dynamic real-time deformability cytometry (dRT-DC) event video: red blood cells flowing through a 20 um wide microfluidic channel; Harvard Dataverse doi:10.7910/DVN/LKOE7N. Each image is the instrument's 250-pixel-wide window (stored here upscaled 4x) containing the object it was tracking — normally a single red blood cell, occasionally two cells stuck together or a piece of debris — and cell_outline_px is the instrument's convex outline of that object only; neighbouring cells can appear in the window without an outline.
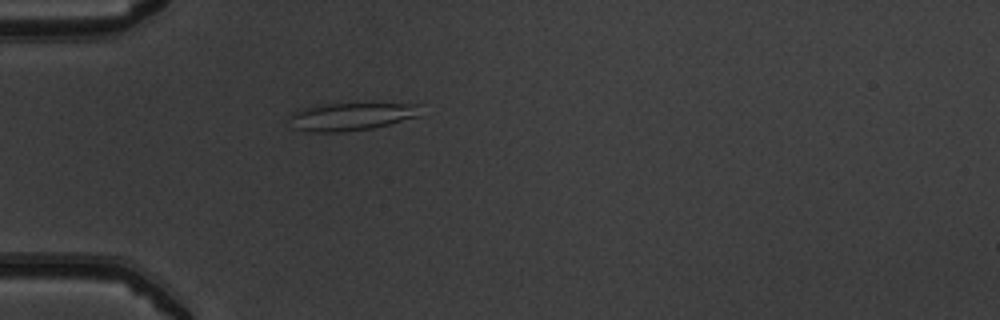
{"species": "common noctule bat (a hibernating species)", "species_latin": "Nyctalus noctula", "temperature_condition": "warm", "stored_images_in_passage": 39, "camera_frame_rate_fps": 3000, "um_per_image_px": 0.085, "animal": {"sex": "male", "body_mass_g": 19.5, "forearm_length_mm": 54.6}, "frame": {"image": 1, "passage_image": 3, "time_ms": 0.667, "image_size_px": [1000, 320], "cell_outline_px": [[420, 116], [372, 128], [344, 132], [308, 132], [292, 128], [288, 116], [292, 112], [304, 108], [324, 104], [364, 100], [420, 104]], "centroid_in_image_um": [29.89, 9.85], "position_along_channel_um": 55.1, "area_um2": 22.6}}
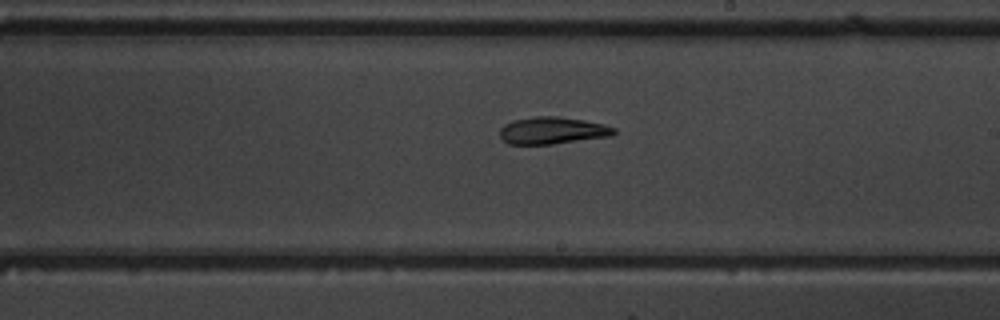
{"frame": {"image": 2, "passage_image": 18, "time_ms": 5.667, "image_size_px": [1000, 320], "cell_outline_px": [[616, 132], [612, 136], [552, 144], [508, 144], [500, 136], [500, 128], [504, 124], [512, 120], [536, 116], [556, 116], [584, 120], [604, 124], [616, 128]], "centroid_in_image_um": [46.96, 11.09], "position_along_channel_um": 242.0, "area_um2": 18.09}}
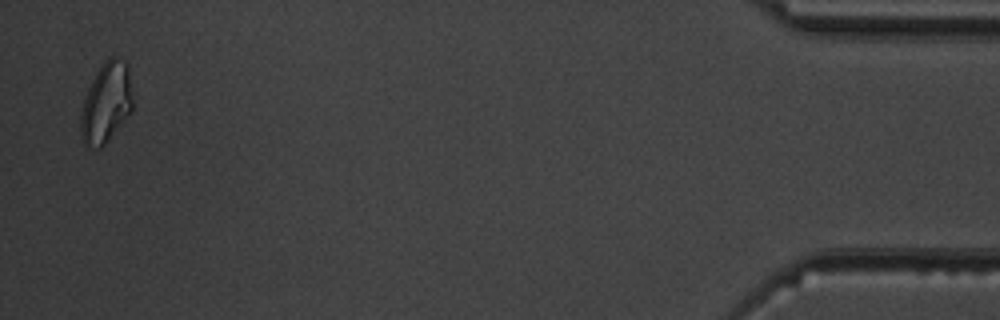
{"frame": {"image": 3, "passage_image": 38, "time_ms": 12.333, "image_size_px": [1000, 320], "cell_outline_px": [[132, 112], [104, 144], [100, 148], [88, 148], [84, 144], [80, 136], [80, 112], [88, 88], [96, 72], [104, 60], [108, 56], [116, 56], [124, 60], [128, 64], [132, 100]], "centroid_in_image_um": [9.01, 8.73], "position_along_channel_um": 426.2, "area_um2": 24.57}}